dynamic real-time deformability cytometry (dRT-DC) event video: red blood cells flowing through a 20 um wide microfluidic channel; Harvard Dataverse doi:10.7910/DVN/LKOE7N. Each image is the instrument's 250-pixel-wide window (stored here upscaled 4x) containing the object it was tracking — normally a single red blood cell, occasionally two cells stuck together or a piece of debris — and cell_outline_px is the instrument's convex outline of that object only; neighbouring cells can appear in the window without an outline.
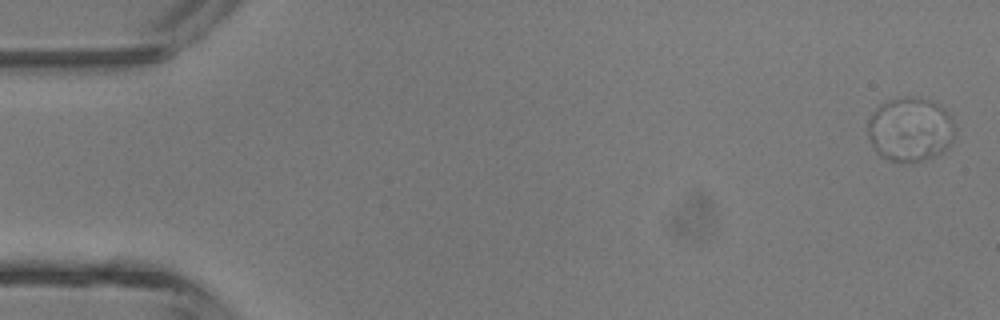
{"species": "common noctule bat (a hibernating species)", "species_latin": "Nyctalus noctula", "temperature_condition": "room temperature", "stored_images_in_passage": 4, "camera_frame_rate_fps": 3000, "um_per_image_px": 0.085, "animal": {"sex": "male", "body_mass_g": 13.3}, "frame": {"image": 1, "passage_image": 1, "time_ms": 0.0, "image_size_px": [1000, 320], "cell_outline_px": [[956, 132], [952, 144], [944, 152], [920, 160], [888, 160], [880, 156], [876, 152], [868, 136], [868, 120], [876, 108], [880, 104], [888, 100], [904, 96], [912, 96], [928, 100], [940, 104], [952, 116], [956, 128]], "centroid_in_image_um": [77.41, 10.97], "position_along_channel_um": 7.6, "area_um2": 32.83}}
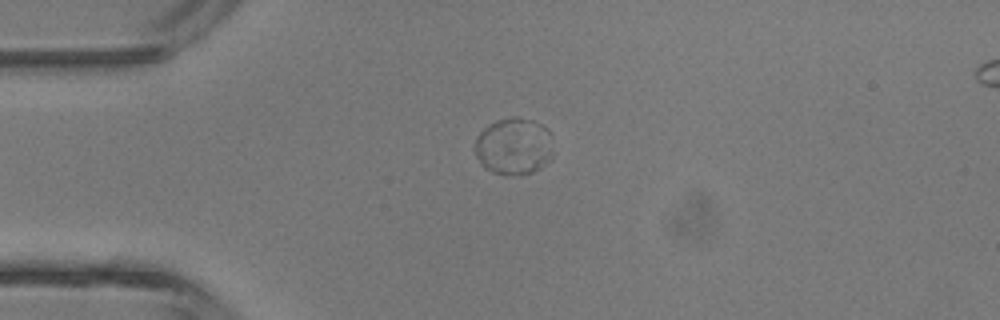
{"frame": {"image": 2, "passage_image": 3, "time_ms": 3.333, "image_size_px": [1000, 320], "cell_outline_px": [[552, 160], [540, 168], [532, 172], [492, 172], [484, 168], [480, 164], [476, 156], [476, 136], [488, 124], [496, 120], [512, 116], [516, 116], [532, 120], [548, 128], [552, 152]], "centroid_in_image_um": [43.67, 12.38], "position_along_channel_um": 41.3, "area_um2": 25.66}}